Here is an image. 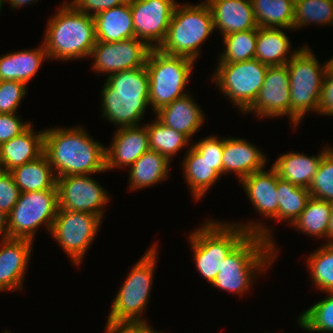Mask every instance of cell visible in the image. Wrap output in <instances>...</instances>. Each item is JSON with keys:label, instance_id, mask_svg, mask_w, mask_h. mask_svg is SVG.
Segmentation results:
<instances>
[{"label": "cell", "instance_id": "obj_1", "mask_svg": "<svg viewBox=\"0 0 333 333\" xmlns=\"http://www.w3.org/2000/svg\"><path fill=\"white\" fill-rule=\"evenodd\" d=\"M230 223L229 221L209 220L188 235V242L196 268L205 281L212 283L220 271L223 260L249 234H259L271 243L274 234L269 226L262 222ZM242 223V224H241Z\"/></svg>", "mask_w": 333, "mask_h": 333}, {"label": "cell", "instance_id": "obj_2", "mask_svg": "<svg viewBox=\"0 0 333 333\" xmlns=\"http://www.w3.org/2000/svg\"><path fill=\"white\" fill-rule=\"evenodd\" d=\"M44 154L56 178L106 172L105 145L81 126L45 129Z\"/></svg>", "mask_w": 333, "mask_h": 333}, {"label": "cell", "instance_id": "obj_3", "mask_svg": "<svg viewBox=\"0 0 333 333\" xmlns=\"http://www.w3.org/2000/svg\"><path fill=\"white\" fill-rule=\"evenodd\" d=\"M106 77L100 92L103 118L118 128L140 126L139 122L144 119V113L150 106L146 66L119 71Z\"/></svg>", "mask_w": 333, "mask_h": 333}, {"label": "cell", "instance_id": "obj_4", "mask_svg": "<svg viewBox=\"0 0 333 333\" xmlns=\"http://www.w3.org/2000/svg\"><path fill=\"white\" fill-rule=\"evenodd\" d=\"M276 245L259 234L249 233L223 260L212 286L245 295L255 279L275 263L279 251Z\"/></svg>", "mask_w": 333, "mask_h": 333}, {"label": "cell", "instance_id": "obj_5", "mask_svg": "<svg viewBox=\"0 0 333 333\" xmlns=\"http://www.w3.org/2000/svg\"><path fill=\"white\" fill-rule=\"evenodd\" d=\"M48 20L42 41L49 60L90 58L96 44L95 22L91 15L64 2Z\"/></svg>", "mask_w": 333, "mask_h": 333}, {"label": "cell", "instance_id": "obj_6", "mask_svg": "<svg viewBox=\"0 0 333 333\" xmlns=\"http://www.w3.org/2000/svg\"><path fill=\"white\" fill-rule=\"evenodd\" d=\"M214 30L212 12L205 0L198 4L177 3L166 37L158 49L196 62L201 45Z\"/></svg>", "mask_w": 333, "mask_h": 333}, {"label": "cell", "instance_id": "obj_7", "mask_svg": "<svg viewBox=\"0 0 333 333\" xmlns=\"http://www.w3.org/2000/svg\"><path fill=\"white\" fill-rule=\"evenodd\" d=\"M158 246L156 242L147 249L142 258L131 268L124 283L117 291L111 302L107 322L112 323H142L148 322L143 318L152 291L153 276Z\"/></svg>", "mask_w": 333, "mask_h": 333}, {"label": "cell", "instance_id": "obj_8", "mask_svg": "<svg viewBox=\"0 0 333 333\" xmlns=\"http://www.w3.org/2000/svg\"><path fill=\"white\" fill-rule=\"evenodd\" d=\"M323 65V66H322ZM286 66L290 79V126L296 129L304 115L314 111L318 113L321 90L327 63H319L309 47L303 45Z\"/></svg>", "mask_w": 333, "mask_h": 333}, {"label": "cell", "instance_id": "obj_9", "mask_svg": "<svg viewBox=\"0 0 333 333\" xmlns=\"http://www.w3.org/2000/svg\"><path fill=\"white\" fill-rule=\"evenodd\" d=\"M194 65L195 62L189 58L169 55L158 48L151 49L146 68L149 76V105L153 113L188 93L186 84Z\"/></svg>", "mask_w": 333, "mask_h": 333}, {"label": "cell", "instance_id": "obj_10", "mask_svg": "<svg viewBox=\"0 0 333 333\" xmlns=\"http://www.w3.org/2000/svg\"><path fill=\"white\" fill-rule=\"evenodd\" d=\"M268 66L257 59L241 62H218L212 80L228 100L245 113L256 100Z\"/></svg>", "mask_w": 333, "mask_h": 333}, {"label": "cell", "instance_id": "obj_11", "mask_svg": "<svg viewBox=\"0 0 333 333\" xmlns=\"http://www.w3.org/2000/svg\"><path fill=\"white\" fill-rule=\"evenodd\" d=\"M58 208L57 190L20 193L17 203L8 215V238L34 242L39 226H44L49 234Z\"/></svg>", "mask_w": 333, "mask_h": 333}, {"label": "cell", "instance_id": "obj_12", "mask_svg": "<svg viewBox=\"0 0 333 333\" xmlns=\"http://www.w3.org/2000/svg\"><path fill=\"white\" fill-rule=\"evenodd\" d=\"M101 223L102 219L94 214L58 209L50 234L71 258L72 264L80 266Z\"/></svg>", "mask_w": 333, "mask_h": 333}, {"label": "cell", "instance_id": "obj_13", "mask_svg": "<svg viewBox=\"0 0 333 333\" xmlns=\"http://www.w3.org/2000/svg\"><path fill=\"white\" fill-rule=\"evenodd\" d=\"M96 180L91 175L57 177L58 209L105 217V206L111 195Z\"/></svg>", "mask_w": 333, "mask_h": 333}, {"label": "cell", "instance_id": "obj_14", "mask_svg": "<svg viewBox=\"0 0 333 333\" xmlns=\"http://www.w3.org/2000/svg\"><path fill=\"white\" fill-rule=\"evenodd\" d=\"M151 47L143 40L130 38L118 42L96 41L90 58H93L92 69L108 76L123 70L146 66Z\"/></svg>", "mask_w": 333, "mask_h": 333}, {"label": "cell", "instance_id": "obj_15", "mask_svg": "<svg viewBox=\"0 0 333 333\" xmlns=\"http://www.w3.org/2000/svg\"><path fill=\"white\" fill-rule=\"evenodd\" d=\"M135 37L151 48H158L164 41L177 1L129 0Z\"/></svg>", "mask_w": 333, "mask_h": 333}, {"label": "cell", "instance_id": "obj_16", "mask_svg": "<svg viewBox=\"0 0 333 333\" xmlns=\"http://www.w3.org/2000/svg\"><path fill=\"white\" fill-rule=\"evenodd\" d=\"M290 79L285 65L268 66L263 86L245 113H253L258 118H281L290 121Z\"/></svg>", "mask_w": 333, "mask_h": 333}, {"label": "cell", "instance_id": "obj_17", "mask_svg": "<svg viewBox=\"0 0 333 333\" xmlns=\"http://www.w3.org/2000/svg\"><path fill=\"white\" fill-rule=\"evenodd\" d=\"M33 241L4 238L0 240V292L21 291L33 251Z\"/></svg>", "mask_w": 333, "mask_h": 333}, {"label": "cell", "instance_id": "obj_18", "mask_svg": "<svg viewBox=\"0 0 333 333\" xmlns=\"http://www.w3.org/2000/svg\"><path fill=\"white\" fill-rule=\"evenodd\" d=\"M117 129L112 138L113 142L109 147H105L106 171L129 168L150 149L146 125Z\"/></svg>", "mask_w": 333, "mask_h": 333}, {"label": "cell", "instance_id": "obj_19", "mask_svg": "<svg viewBox=\"0 0 333 333\" xmlns=\"http://www.w3.org/2000/svg\"><path fill=\"white\" fill-rule=\"evenodd\" d=\"M222 156V176L235 173L239 181L264 169L268 162L258 146L243 138L224 137Z\"/></svg>", "mask_w": 333, "mask_h": 333}, {"label": "cell", "instance_id": "obj_20", "mask_svg": "<svg viewBox=\"0 0 333 333\" xmlns=\"http://www.w3.org/2000/svg\"><path fill=\"white\" fill-rule=\"evenodd\" d=\"M245 194L256 212L263 220L272 218L279 222V204L277 198V170L271 165L269 170L262 169L248 175L240 181Z\"/></svg>", "mask_w": 333, "mask_h": 333}, {"label": "cell", "instance_id": "obj_21", "mask_svg": "<svg viewBox=\"0 0 333 333\" xmlns=\"http://www.w3.org/2000/svg\"><path fill=\"white\" fill-rule=\"evenodd\" d=\"M213 17L214 29L221 36L258 29L251 0H205Z\"/></svg>", "mask_w": 333, "mask_h": 333}, {"label": "cell", "instance_id": "obj_22", "mask_svg": "<svg viewBox=\"0 0 333 333\" xmlns=\"http://www.w3.org/2000/svg\"><path fill=\"white\" fill-rule=\"evenodd\" d=\"M186 152L181 167L192 198L197 202L222 178V162L207 160L192 145Z\"/></svg>", "mask_w": 333, "mask_h": 333}, {"label": "cell", "instance_id": "obj_23", "mask_svg": "<svg viewBox=\"0 0 333 333\" xmlns=\"http://www.w3.org/2000/svg\"><path fill=\"white\" fill-rule=\"evenodd\" d=\"M192 98L191 94L187 93L171 104L160 108L154 113V117L165 126L183 133L191 140L206 119L201 107Z\"/></svg>", "mask_w": 333, "mask_h": 333}, {"label": "cell", "instance_id": "obj_24", "mask_svg": "<svg viewBox=\"0 0 333 333\" xmlns=\"http://www.w3.org/2000/svg\"><path fill=\"white\" fill-rule=\"evenodd\" d=\"M31 124L20 135L0 146V169L11 171L27 162L36 160L44 153V132H35Z\"/></svg>", "mask_w": 333, "mask_h": 333}, {"label": "cell", "instance_id": "obj_25", "mask_svg": "<svg viewBox=\"0 0 333 333\" xmlns=\"http://www.w3.org/2000/svg\"><path fill=\"white\" fill-rule=\"evenodd\" d=\"M46 60L49 61V57L43 43L34 49L3 54L0 56V81H19L28 85Z\"/></svg>", "mask_w": 333, "mask_h": 333}, {"label": "cell", "instance_id": "obj_26", "mask_svg": "<svg viewBox=\"0 0 333 333\" xmlns=\"http://www.w3.org/2000/svg\"><path fill=\"white\" fill-rule=\"evenodd\" d=\"M331 148H323L317 156H308L300 152H288L279 156L272 166L283 180L295 186L309 189L317 172L322 156Z\"/></svg>", "mask_w": 333, "mask_h": 333}, {"label": "cell", "instance_id": "obj_27", "mask_svg": "<svg viewBox=\"0 0 333 333\" xmlns=\"http://www.w3.org/2000/svg\"><path fill=\"white\" fill-rule=\"evenodd\" d=\"M96 41L118 42L135 38L129 0L93 16Z\"/></svg>", "mask_w": 333, "mask_h": 333}, {"label": "cell", "instance_id": "obj_28", "mask_svg": "<svg viewBox=\"0 0 333 333\" xmlns=\"http://www.w3.org/2000/svg\"><path fill=\"white\" fill-rule=\"evenodd\" d=\"M171 161L157 151L149 149L129 168V191L152 187L169 178Z\"/></svg>", "mask_w": 333, "mask_h": 333}, {"label": "cell", "instance_id": "obj_29", "mask_svg": "<svg viewBox=\"0 0 333 333\" xmlns=\"http://www.w3.org/2000/svg\"><path fill=\"white\" fill-rule=\"evenodd\" d=\"M283 30L284 28L258 27L254 59L267 66H279L285 65L293 58L301 48L290 51L293 48H291L289 37Z\"/></svg>", "mask_w": 333, "mask_h": 333}, {"label": "cell", "instance_id": "obj_30", "mask_svg": "<svg viewBox=\"0 0 333 333\" xmlns=\"http://www.w3.org/2000/svg\"><path fill=\"white\" fill-rule=\"evenodd\" d=\"M10 172L20 193L57 190L56 176L44 153L36 160L16 167Z\"/></svg>", "mask_w": 333, "mask_h": 333}, {"label": "cell", "instance_id": "obj_31", "mask_svg": "<svg viewBox=\"0 0 333 333\" xmlns=\"http://www.w3.org/2000/svg\"><path fill=\"white\" fill-rule=\"evenodd\" d=\"M251 3L258 27L293 30L295 0H251Z\"/></svg>", "mask_w": 333, "mask_h": 333}, {"label": "cell", "instance_id": "obj_32", "mask_svg": "<svg viewBox=\"0 0 333 333\" xmlns=\"http://www.w3.org/2000/svg\"><path fill=\"white\" fill-rule=\"evenodd\" d=\"M332 203L325 200L310 198L305 209L290 225L310 237L325 239L328 244V227Z\"/></svg>", "mask_w": 333, "mask_h": 333}, {"label": "cell", "instance_id": "obj_33", "mask_svg": "<svg viewBox=\"0 0 333 333\" xmlns=\"http://www.w3.org/2000/svg\"><path fill=\"white\" fill-rule=\"evenodd\" d=\"M145 125L147 127L149 148L164 155L170 161L184 147L192 145L187 136L165 126L156 117Z\"/></svg>", "mask_w": 333, "mask_h": 333}, {"label": "cell", "instance_id": "obj_34", "mask_svg": "<svg viewBox=\"0 0 333 333\" xmlns=\"http://www.w3.org/2000/svg\"><path fill=\"white\" fill-rule=\"evenodd\" d=\"M277 198L279 204V222L285 221L289 226L305 209L311 198L309 189L298 187L279 177L277 172Z\"/></svg>", "mask_w": 333, "mask_h": 333}, {"label": "cell", "instance_id": "obj_35", "mask_svg": "<svg viewBox=\"0 0 333 333\" xmlns=\"http://www.w3.org/2000/svg\"><path fill=\"white\" fill-rule=\"evenodd\" d=\"M305 261L315 287L324 293L333 292V245H320Z\"/></svg>", "mask_w": 333, "mask_h": 333}, {"label": "cell", "instance_id": "obj_36", "mask_svg": "<svg viewBox=\"0 0 333 333\" xmlns=\"http://www.w3.org/2000/svg\"><path fill=\"white\" fill-rule=\"evenodd\" d=\"M312 23L333 27V0H295L293 29Z\"/></svg>", "mask_w": 333, "mask_h": 333}, {"label": "cell", "instance_id": "obj_37", "mask_svg": "<svg viewBox=\"0 0 333 333\" xmlns=\"http://www.w3.org/2000/svg\"><path fill=\"white\" fill-rule=\"evenodd\" d=\"M224 51L220 53L218 62H241L254 59L257 29L234 32L222 37Z\"/></svg>", "mask_w": 333, "mask_h": 333}, {"label": "cell", "instance_id": "obj_38", "mask_svg": "<svg viewBox=\"0 0 333 333\" xmlns=\"http://www.w3.org/2000/svg\"><path fill=\"white\" fill-rule=\"evenodd\" d=\"M304 310L298 316V326L309 332L333 333V292Z\"/></svg>", "mask_w": 333, "mask_h": 333}, {"label": "cell", "instance_id": "obj_39", "mask_svg": "<svg viewBox=\"0 0 333 333\" xmlns=\"http://www.w3.org/2000/svg\"><path fill=\"white\" fill-rule=\"evenodd\" d=\"M309 192L312 198L333 203V148L322 156Z\"/></svg>", "mask_w": 333, "mask_h": 333}, {"label": "cell", "instance_id": "obj_40", "mask_svg": "<svg viewBox=\"0 0 333 333\" xmlns=\"http://www.w3.org/2000/svg\"><path fill=\"white\" fill-rule=\"evenodd\" d=\"M28 86L19 81H0V113H17Z\"/></svg>", "mask_w": 333, "mask_h": 333}, {"label": "cell", "instance_id": "obj_41", "mask_svg": "<svg viewBox=\"0 0 333 333\" xmlns=\"http://www.w3.org/2000/svg\"><path fill=\"white\" fill-rule=\"evenodd\" d=\"M19 195L20 190L11 172L0 169V210L8 216L17 203Z\"/></svg>", "mask_w": 333, "mask_h": 333}, {"label": "cell", "instance_id": "obj_42", "mask_svg": "<svg viewBox=\"0 0 333 333\" xmlns=\"http://www.w3.org/2000/svg\"><path fill=\"white\" fill-rule=\"evenodd\" d=\"M16 113H0V146L10 139L20 135L32 123L23 122Z\"/></svg>", "mask_w": 333, "mask_h": 333}, {"label": "cell", "instance_id": "obj_43", "mask_svg": "<svg viewBox=\"0 0 333 333\" xmlns=\"http://www.w3.org/2000/svg\"><path fill=\"white\" fill-rule=\"evenodd\" d=\"M192 146L207 160L222 162L224 137L220 139L217 135H209L193 143Z\"/></svg>", "mask_w": 333, "mask_h": 333}, {"label": "cell", "instance_id": "obj_44", "mask_svg": "<svg viewBox=\"0 0 333 333\" xmlns=\"http://www.w3.org/2000/svg\"><path fill=\"white\" fill-rule=\"evenodd\" d=\"M128 0H72L70 2L77 10L94 16L99 12L126 3Z\"/></svg>", "mask_w": 333, "mask_h": 333}, {"label": "cell", "instance_id": "obj_45", "mask_svg": "<svg viewBox=\"0 0 333 333\" xmlns=\"http://www.w3.org/2000/svg\"><path fill=\"white\" fill-rule=\"evenodd\" d=\"M318 114L326 115V117L333 116V73L328 69L323 81Z\"/></svg>", "mask_w": 333, "mask_h": 333}, {"label": "cell", "instance_id": "obj_46", "mask_svg": "<svg viewBox=\"0 0 333 333\" xmlns=\"http://www.w3.org/2000/svg\"><path fill=\"white\" fill-rule=\"evenodd\" d=\"M105 333H161L149 325V322L142 323H112L107 322ZM163 333V332H162Z\"/></svg>", "mask_w": 333, "mask_h": 333}, {"label": "cell", "instance_id": "obj_47", "mask_svg": "<svg viewBox=\"0 0 333 333\" xmlns=\"http://www.w3.org/2000/svg\"><path fill=\"white\" fill-rule=\"evenodd\" d=\"M0 239L8 238V216L0 210Z\"/></svg>", "mask_w": 333, "mask_h": 333}, {"label": "cell", "instance_id": "obj_48", "mask_svg": "<svg viewBox=\"0 0 333 333\" xmlns=\"http://www.w3.org/2000/svg\"><path fill=\"white\" fill-rule=\"evenodd\" d=\"M4 2L10 3L11 10H13L25 6L26 4H34L35 2H38V0H4Z\"/></svg>", "mask_w": 333, "mask_h": 333}, {"label": "cell", "instance_id": "obj_49", "mask_svg": "<svg viewBox=\"0 0 333 333\" xmlns=\"http://www.w3.org/2000/svg\"><path fill=\"white\" fill-rule=\"evenodd\" d=\"M328 244L333 245V203L332 208L330 212V221H329V227H328Z\"/></svg>", "mask_w": 333, "mask_h": 333}, {"label": "cell", "instance_id": "obj_50", "mask_svg": "<svg viewBox=\"0 0 333 333\" xmlns=\"http://www.w3.org/2000/svg\"><path fill=\"white\" fill-rule=\"evenodd\" d=\"M327 63V69L333 73V56L330 57V59H328V61H326Z\"/></svg>", "mask_w": 333, "mask_h": 333}, {"label": "cell", "instance_id": "obj_51", "mask_svg": "<svg viewBox=\"0 0 333 333\" xmlns=\"http://www.w3.org/2000/svg\"><path fill=\"white\" fill-rule=\"evenodd\" d=\"M3 4H4V0H0V12H1V10H2V6H3Z\"/></svg>", "mask_w": 333, "mask_h": 333}, {"label": "cell", "instance_id": "obj_52", "mask_svg": "<svg viewBox=\"0 0 333 333\" xmlns=\"http://www.w3.org/2000/svg\"><path fill=\"white\" fill-rule=\"evenodd\" d=\"M3 333H10V330L8 331L7 329Z\"/></svg>", "mask_w": 333, "mask_h": 333}]
</instances>
